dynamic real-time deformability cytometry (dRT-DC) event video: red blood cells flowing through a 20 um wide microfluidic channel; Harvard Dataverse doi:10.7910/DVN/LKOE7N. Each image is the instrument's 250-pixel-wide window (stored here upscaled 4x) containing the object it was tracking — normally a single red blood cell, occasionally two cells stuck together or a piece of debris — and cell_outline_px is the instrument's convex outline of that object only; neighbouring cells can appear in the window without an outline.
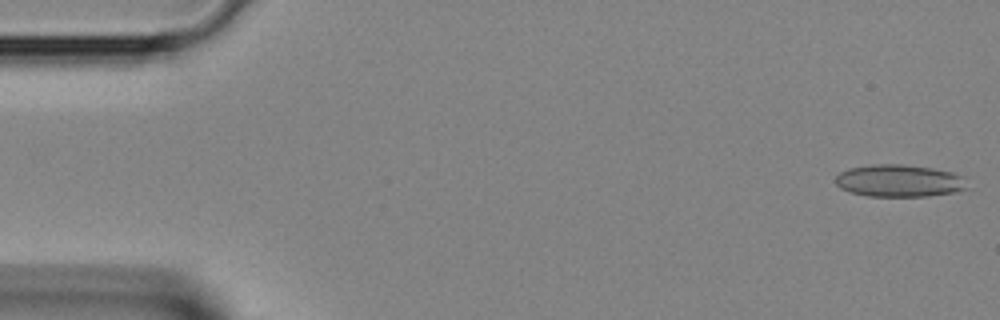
{"species": "Egyptian fruit bat (a non-hibernating species)", "species_latin": "Rousettus aegyptiacus", "temperature_condition": "room temperature", "stored_images_in_passage": 4, "segment_of_instrument_passage": [1, 2], "camera_frame_rate_fps": 3000, "um_per_image_px": 0.085, "animal": {"sex": "female"}, "frame": {"image": 1, "passage_image": 1, "time_ms": 0.0, "image_size_px": [1000, 320], "cell_outline_px": [[968, 188], [956, 192], [928, 196], [868, 196], [852, 192], [840, 188], [836, 184], [836, 176], [840, 172], [848, 168], [872, 164], [900, 164], [932, 168], [952, 172], [964, 176]], "centroid_in_image_um": [76.45, 15.36], "position_along_channel_um": 8.5, "area_um2": 24.85}}
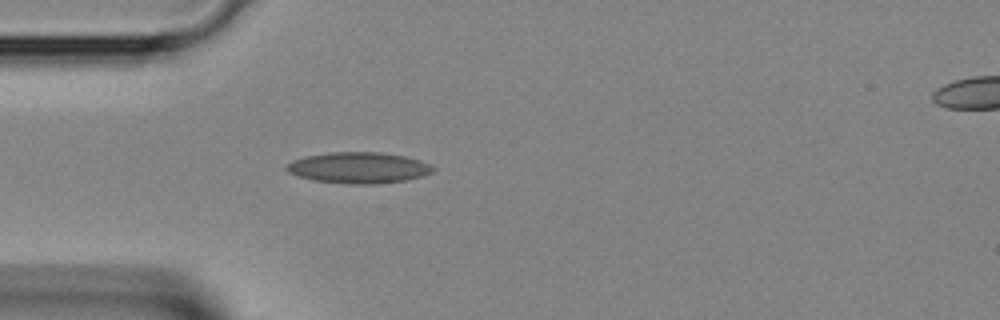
{"frame": {"image": 2, "passage_image": 3, "time_ms": 0.667, "image_size_px": [1000, 320], "cell_outline_px": [[436, 168], [432, 172], [424, 176], [404, 180], [376, 184], [348, 184], [312, 180], [288, 172], [284, 168], [292, 160], [304, 156], [332, 152], [380, 152], [404, 156], [420, 160], [432, 164]], "centroid_in_image_um": [30.5, 14.25], "position_along_channel_um": 54.5, "area_um2": 26.65}}